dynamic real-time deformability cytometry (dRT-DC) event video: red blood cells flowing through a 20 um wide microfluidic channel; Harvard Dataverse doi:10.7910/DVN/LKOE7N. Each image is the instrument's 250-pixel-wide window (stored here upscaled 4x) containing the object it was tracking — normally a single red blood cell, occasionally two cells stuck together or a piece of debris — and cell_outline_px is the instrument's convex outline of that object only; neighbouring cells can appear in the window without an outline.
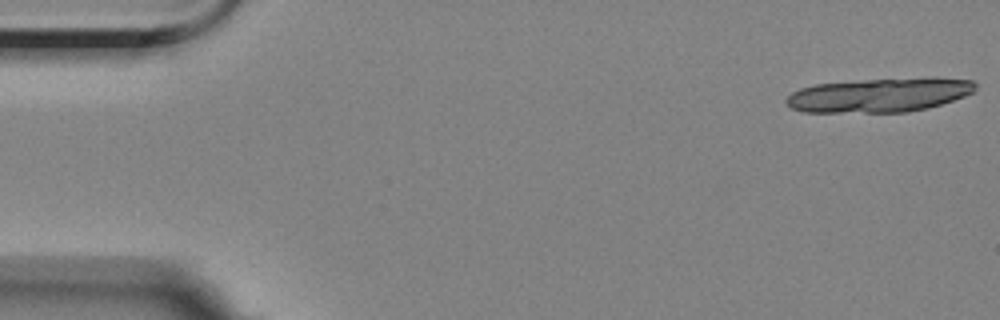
{"species": "Egyptian fruit bat (a non-hibernating species)", "species_latin": "Rousettus aegyptiacus", "temperature_condition": "room temperature", "stored_images_in_passage": 17, "camera_frame_rate_fps": 3000, "um_per_image_px": 0.085, "animal": {"sex": "female"}, "frame": {"image": 1, "passage_image": 1, "time_ms": 0.0, "image_size_px": [1000, 320], "cell_outline_px": [[976, 88], [972, 92], [964, 96], [928, 108], [908, 112], [804, 112], [792, 108], [784, 100], [792, 92], [800, 88], [816, 84], [864, 80], [932, 76], [936, 76], [972, 80], [976, 84]], "centroid_in_image_um": [74.79, 8.06], "position_along_channel_um": 10.2, "area_um2": 37.86}}